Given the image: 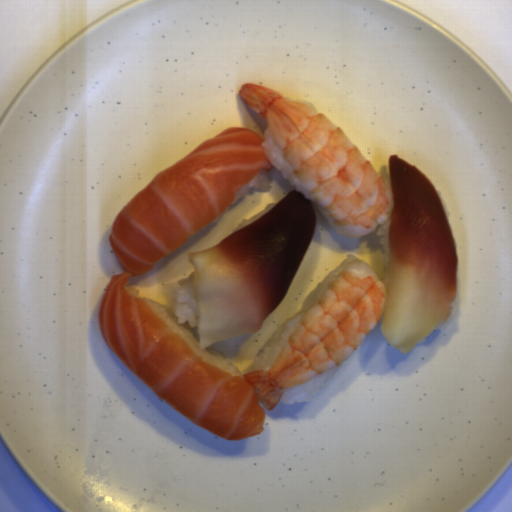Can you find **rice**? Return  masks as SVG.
Returning a JSON list of instances; mask_svg holds the SVG:
<instances>
[{
  "label": "rice",
  "mask_w": 512,
  "mask_h": 512,
  "mask_svg": "<svg viewBox=\"0 0 512 512\" xmlns=\"http://www.w3.org/2000/svg\"><path fill=\"white\" fill-rule=\"evenodd\" d=\"M435 191H436V193H437V196H438V198H439V201H440V203H441V206H442V208H443V211H444V213H445V215H446V218H447V220H448V222H449L448 209H447L446 201H445V199H444V197H443V195H442V193L440 192V190H439V189H435Z\"/></svg>",
  "instance_id": "9"
},
{
  "label": "rice",
  "mask_w": 512,
  "mask_h": 512,
  "mask_svg": "<svg viewBox=\"0 0 512 512\" xmlns=\"http://www.w3.org/2000/svg\"><path fill=\"white\" fill-rule=\"evenodd\" d=\"M392 219V211L390 215L385 218L382 222L379 223V226L376 230L377 234L380 235V247L384 252V273L382 276L384 286L388 287V279H389V265H390V246H389V232L391 226Z\"/></svg>",
  "instance_id": "6"
},
{
  "label": "rice",
  "mask_w": 512,
  "mask_h": 512,
  "mask_svg": "<svg viewBox=\"0 0 512 512\" xmlns=\"http://www.w3.org/2000/svg\"><path fill=\"white\" fill-rule=\"evenodd\" d=\"M271 178L272 175L270 171H260L233 199L232 201L227 205V207L222 211V213L211 220L210 222H215L217 220H220L231 208L232 205L238 203L245 194L251 190L252 188H256L258 190L262 191H269L271 190L272 184H271Z\"/></svg>",
  "instance_id": "5"
},
{
  "label": "rice",
  "mask_w": 512,
  "mask_h": 512,
  "mask_svg": "<svg viewBox=\"0 0 512 512\" xmlns=\"http://www.w3.org/2000/svg\"><path fill=\"white\" fill-rule=\"evenodd\" d=\"M279 202H272L270 203L269 205L265 206L264 209L258 213H256L255 215L249 217V218H246L244 220H241L239 222V224L236 226V228L233 230L232 233L238 231V230H241L247 226H249L250 224H252L253 222H255L256 220H258L259 218H261L262 216H264L267 212H269L271 209H273ZM230 233V234H232Z\"/></svg>",
  "instance_id": "8"
},
{
  "label": "rice",
  "mask_w": 512,
  "mask_h": 512,
  "mask_svg": "<svg viewBox=\"0 0 512 512\" xmlns=\"http://www.w3.org/2000/svg\"><path fill=\"white\" fill-rule=\"evenodd\" d=\"M194 276L195 272H191L185 279H180L174 296L173 309L158 301L143 297L140 294V288H136L135 284L129 281L126 288L130 296L141 298L204 362L243 379L241 372L231 361L214 350L211 345L208 348H201L200 339L194 334L197 329V298Z\"/></svg>",
  "instance_id": "1"
},
{
  "label": "rice",
  "mask_w": 512,
  "mask_h": 512,
  "mask_svg": "<svg viewBox=\"0 0 512 512\" xmlns=\"http://www.w3.org/2000/svg\"><path fill=\"white\" fill-rule=\"evenodd\" d=\"M292 101H299V102H301V103H304V104H306V105H309L310 107H312L313 109H315L316 111H318V112H319V110H318V108H317L316 104H314L313 102H311V101H310V100H308V99H298V100H292ZM319 113H320V112H319Z\"/></svg>",
  "instance_id": "10"
},
{
  "label": "rice",
  "mask_w": 512,
  "mask_h": 512,
  "mask_svg": "<svg viewBox=\"0 0 512 512\" xmlns=\"http://www.w3.org/2000/svg\"><path fill=\"white\" fill-rule=\"evenodd\" d=\"M361 260L355 254L346 257L343 263L332 270L309 294L303 308L291 317L265 344L262 352L254 357L252 368L257 371L270 370L280 350L295 332L303 316L326 294L335 280L345 271L352 261Z\"/></svg>",
  "instance_id": "2"
},
{
  "label": "rice",
  "mask_w": 512,
  "mask_h": 512,
  "mask_svg": "<svg viewBox=\"0 0 512 512\" xmlns=\"http://www.w3.org/2000/svg\"><path fill=\"white\" fill-rule=\"evenodd\" d=\"M459 305H460V296H459V286L457 283L454 299L451 307V316L448 320H444L440 324H438L420 343H425V341L434 333L435 330L441 329L442 327L450 324L452 320L456 317L459 311ZM419 343V344H420Z\"/></svg>",
  "instance_id": "7"
},
{
  "label": "rice",
  "mask_w": 512,
  "mask_h": 512,
  "mask_svg": "<svg viewBox=\"0 0 512 512\" xmlns=\"http://www.w3.org/2000/svg\"><path fill=\"white\" fill-rule=\"evenodd\" d=\"M340 365L341 364L304 382L295 383L286 388L283 390L278 403L289 405L309 403L337 374Z\"/></svg>",
  "instance_id": "4"
},
{
  "label": "rice",
  "mask_w": 512,
  "mask_h": 512,
  "mask_svg": "<svg viewBox=\"0 0 512 512\" xmlns=\"http://www.w3.org/2000/svg\"><path fill=\"white\" fill-rule=\"evenodd\" d=\"M265 139L261 143V147L266 153L273 167L279 170L280 175L286 179L296 190L303 193L304 197L315 202L322 218L335 230H338L337 223L323 209L317 199L299 182L291 164L286 159L280 148L274 142L268 125L265 127Z\"/></svg>",
  "instance_id": "3"
}]
</instances>
